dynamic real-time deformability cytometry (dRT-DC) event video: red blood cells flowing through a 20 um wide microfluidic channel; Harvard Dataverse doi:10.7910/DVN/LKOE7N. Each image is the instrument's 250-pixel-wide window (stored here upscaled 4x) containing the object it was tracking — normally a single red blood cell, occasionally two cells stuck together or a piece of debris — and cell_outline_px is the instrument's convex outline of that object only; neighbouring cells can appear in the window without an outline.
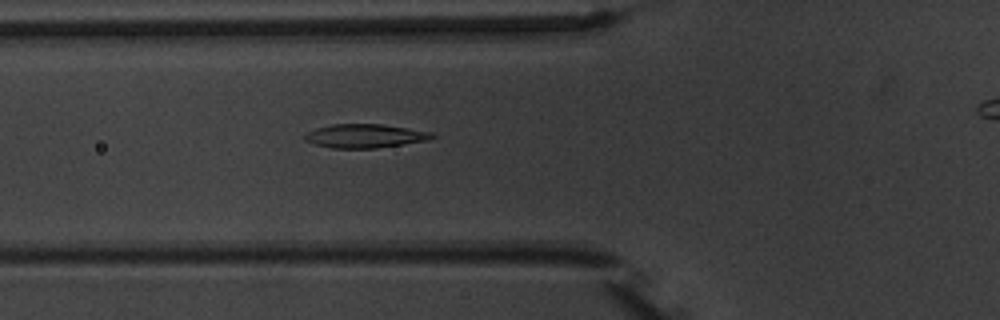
{"species": "common noctule bat (a hibernating species)", "species_latin": "Nyctalus noctula", "temperature_condition": "warm", "stored_images_in_passage": 7, "camera_frame_rate_fps": 3000, "um_per_image_px": 0.085, "animal": {"sex": "male", "body_mass_g": 20.1, "forearm_length_mm": 53.5}, "frame": {"image": 1, "passage_image": 6, "time_ms": 6.0, "image_size_px": [1000, 320], "cell_outline_px": [[436, 136], [428, 140], [376, 148], [332, 148], [316, 144], [304, 140], [304, 132], [316, 128], [332, 124], [384, 124], [432, 132]], "centroid_in_image_um": [31.0, 11.55], "position_along_channel_um": 94.8, "area_um2": 17.63}}